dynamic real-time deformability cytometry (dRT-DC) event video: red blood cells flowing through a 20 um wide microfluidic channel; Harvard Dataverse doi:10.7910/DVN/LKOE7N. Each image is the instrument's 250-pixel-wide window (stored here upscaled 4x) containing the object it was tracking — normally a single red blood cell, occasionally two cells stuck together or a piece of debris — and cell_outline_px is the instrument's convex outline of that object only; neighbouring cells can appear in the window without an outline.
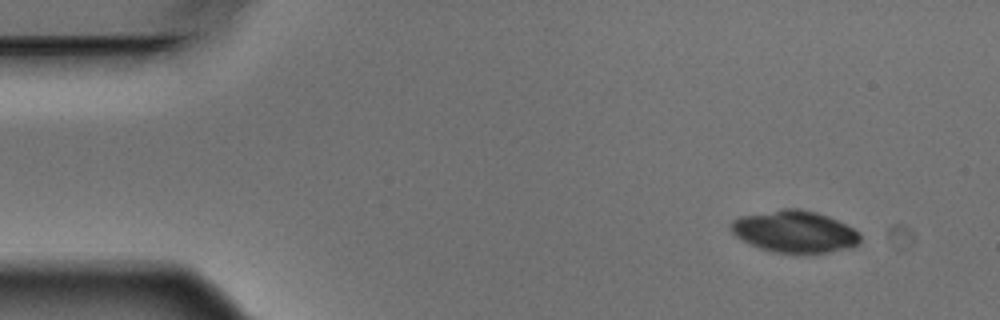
{"species": "Egyptian fruit bat (a non-hibernating species)", "species_latin": "Rousettus aegyptiacus", "temperature_condition": "warm", "stored_images_in_passage": 4, "camera_frame_rate_fps": 3000, "um_per_image_px": 0.085, "animal": {"sex": "male"}, "frame": {"image": 1, "passage_image": 1, "time_ms": 0.0, "image_size_px": [1000, 320], "cell_outline_px": [[860, 244], [852, 248], [828, 252], [800, 256], [796, 256], [772, 252], [760, 248], [740, 240], [732, 232], [732, 220], [740, 216], [780, 208], [800, 208], [816, 212], [828, 216], [860, 232]], "centroid_in_image_um": [67.56, 19.72], "position_along_channel_um": 17.4, "area_um2": 32.43}}